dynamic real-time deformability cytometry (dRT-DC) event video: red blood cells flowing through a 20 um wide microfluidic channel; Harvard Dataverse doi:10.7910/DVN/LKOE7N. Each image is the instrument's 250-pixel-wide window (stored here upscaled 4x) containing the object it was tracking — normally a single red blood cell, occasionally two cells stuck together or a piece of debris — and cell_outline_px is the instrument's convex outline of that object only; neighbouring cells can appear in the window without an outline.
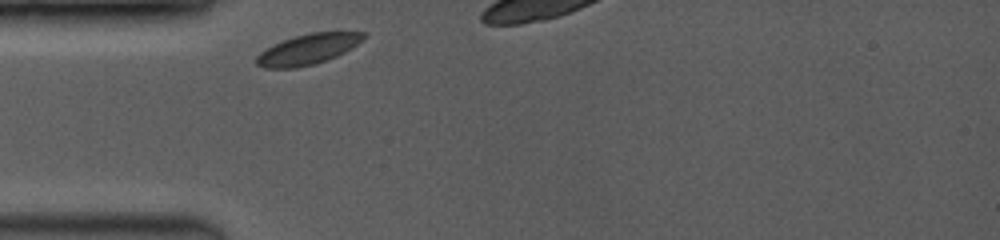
{"species": "common noctule bat (a hibernating species)", "species_latin": "Nyctalus noctula", "temperature_condition": "room temperature", "stored_images_in_passage": 17, "camera_frame_rate_fps": 3500, "um_per_image_px": 0.085, "animal": {"sex": "female", "body_mass_g": 19.0, "forearm_length_mm": 53.3}, "frame": {"image": 1, "passage_image": 1, "time_ms": 0.0, "image_size_px": [1000, 240], "cell_outline_px": [[368, 36], [364, 40], [352, 48], [336, 56], [312, 64], [296, 68], [264, 68], [256, 64], [256, 56], [260, 52], [272, 44], [296, 36], [312, 32], [368, 32]], "centroid_in_image_um": [26.19, 4.17], "position_along_channel_um": 58.8, "area_um2": 18.96}}
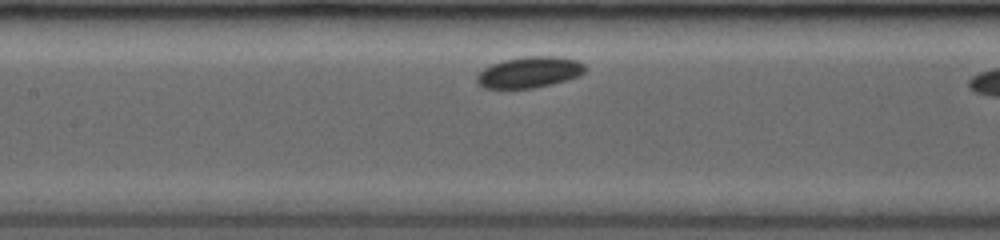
{"frame": {"image": 2, "passage_image": 8, "time_ms": 2.857, "image_size_px": [1000, 240], "cell_outline_px": [[584, 72], [580, 76], [552, 84], [532, 88], [484, 88], [476, 84], [476, 76], [484, 68], [492, 64], [504, 60], [528, 56], [556, 56], [576, 60], [584, 64]], "centroid_in_image_um": [44.98, 6.14], "position_along_channel_um": 162.4, "area_um2": 19.54}}
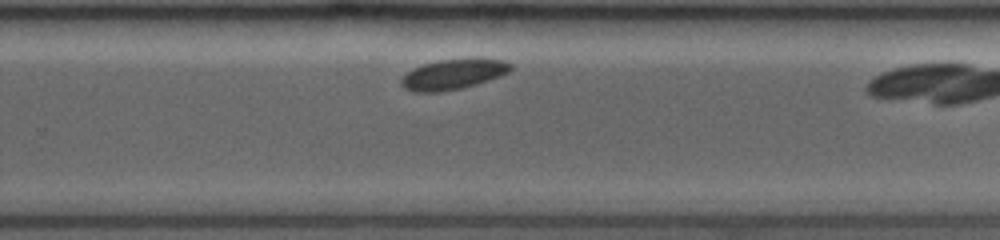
{"frame": {"image": 3, "passage_image": 16, "time_ms": 6.286, "image_size_px": [1000, 240], "cell_outline_px": [[512, 68], [508, 72], [500, 76], [476, 84], [460, 88], [440, 92], [412, 92], [404, 88], [400, 84], [400, 80], [412, 68], [436, 60], [504, 60], [512, 64]], "centroid_in_image_um": [38.46, 6.34], "position_along_channel_um": 291.3, "area_um2": 18.84}}